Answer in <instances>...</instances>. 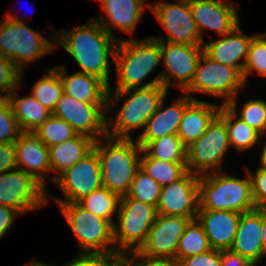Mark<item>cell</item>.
Segmentation results:
<instances>
[{"label": "cell", "instance_id": "obj_46", "mask_svg": "<svg viewBox=\"0 0 266 266\" xmlns=\"http://www.w3.org/2000/svg\"><path fill=\"white\" fill-rule=\"evenodd\" d=\"M20 214L11 207L0 205V240L13 226V221Z\"/></svg>", "mask_w": 266, "mask_h": 266}, {"label": "cell", "instance_id": "obj_49", "mask_svg": "<svg viewBox=\"0 0 266 266\" xmlns=\"http://www.w3.org/2000/svg\"><path fill=\"white\" fill-rule=\"evenodd\" d=\"M261 239L264 252L266 253V208H262Z\"/></svg>", "mask_w": 266, "mask_h": 266}, {"label": "cell", "instance_id": "obj_21", "mask_svg": "<svg viewBox=\"0 0 266 266\" xmlns=\"http://www.w3.org/2000/svg\"><path fill=\"white\" fill-rule=\"evenodd\" d=\"M262 208L241 213L231 251L238 253L255 265L265 257L262 239Z\"/></svg>", "mask_w": 266, "mask_h": 266}, {"label": "cell", "instance_id": "obj_25", "mask_svg": "<svg viewBox=\"0 0 266 266\" xmlns=\"http://www.w3.org/2000/svg\"><path fill=\"white\" fill-rule=\"evenodd\" d=\"M221 106L202 100H193L183 113L177 135L187 147L198 140L219 114Z\"/></svg>", "mask_w": 266, "mask_h": 266}, {"label": "cell", "instance_id": "obj_19", "mask_svg": "<svg viewBox=\"0 0 266 266\" xmlns=\"http://www.w3.org/2000/svg\"><path fill=\"white\" fill-rule=\"evenodd\" d=\"M13 144L17 168L32 175L46 188L51 172L48 147L33 132H22Z\"/></svg>", "mask_w": 266, "mask_h": 266}, {"label": "cell", "instance_id": "obj_7", "mask_svg": "<svg viewBox=\"0 0 266 266\" xmlns=\"http://www.w3.org/2000/svg\"><path fill=\"white\" fill-rule=\"evenodd\" d=\"M117 215L118 224L113 225L116 252H137L156 219V207L126 195L121 198Z\"/></svg>", "mask_w": 266, "mask_h": 266}, {"label": "cell", "instance_id": "obj_48", "mask_svg": "<svg viewBox=\"0 0 266 266\" xmlns=\"http://www.w3.org/2000/svg\"><path fill=\"white\" fill-rule=\"evenodd\" d=\"M222 266H256L250 260L245 259L238 253L229 250H221Z\"/></svg>", "mask_w": 266, "mask_h": 266}, {"label": "cell", "instance_id": "obj_12", "mask_svg": "<svg viewBox=\"0 0 266 266\" xmlns=\"http://www.w3.org/2000/svg\"><path fill=\"white\" fill-rule=\"evenodd\" d=\"M166 30L163 36L152 37L158 41L203 46L201 36L192 17L189 0H175V3L158 1L146 4Z\"/></svg>", "mask_w": 266, "mask_h": 266}, {"label": "cell", "instance_id": "obj_6", "mask_svg": "<svg viewBox=\"0 0 266 266\" xmlns=\"http://www.w3.org/2000/svg\"><path fill=\"white\" fill-rule=\"evenodd\" d=\"M51 39L53 41L25 25L22 18L10 12L0 23V54L7 57L20 72H23L26 64L56 49L55 37Z\"/></svg>", "mask_w": 266, "mask_h": 266}, {"label": "cell", "instance_id": "obj_42", "mask_svg": "<svg viewBox=\"0 0 266 266\" xmlns=\"http://www.w3.org/2000/svg\"><path fill=\"white\" fill-rule=\"evenodd\" d=\"M181 266H222L221 251L210 249L204 253L184 258Z\"/></svg>", "mask_w": 266, "mask_h": 266}, {"label": "cell", "instance_id": "obj_44", "mask_svg": "<svg viewBox=\"0 0 266 266\" xmlns=\"http://www.w3.org/2000/svg\"><path fill=\"white\" fill-rule=\"evenodd\" d=\"M17 168L13 143H0V173Z\"/></svg>", "mask_w": 266, "mask_h": 266}, {"label": "cell", "instance_id": "obj_31", "mask_svg": "<svg viewBox=\"0 0 266 266\" xmlns=\"http://www.w3.org/2000/svg\"><path fill=\"white\" fill-rule=\"evenodd\" d=\"M121 198L120 195L101 186L84 196L78 201V203L94 215L99 216L114 225L115 221L113 217L116 211L117 213L119 211Z\"/></svg>", "mask_w": 266, "mask_h": 266}, {"label": "cell", "instance_id": "obj_9", "mask_svg": "<svg viewBox=\"0 0 266 266\" xmlns=\"http://www.w3.org/2000/svg\"><path fill=\"white\" fill-rule=\"evenodd\" d=\"M245 85L242 73L236 67L218 63L203 52L193 79L183 92L191 98L190 93L194 92L222 97L225 99L222 105H227Z\"/></svg>", "mask_w": 266, "mask_h": 266}, {"label": "cell", "instance_id": "obj_5", "mask_svg": "<svg viewBox=\"0 0 266 266\" xmlns=\"http://www.w3.org/2000/svg\"><path fill=\"white\" fill-rule=\"evenodd\" d=\"M227 175L223 171L199 176V210L244 213L256 209L251 178Z\"/></svg>", "mask_w": 266, "mask_h": 266}, {"label": "cell", "instance_id": "obj_40", "mask_svg": "<svg viewBox=\"0 0 266 266\" xmlns=\"http://www.w3.org/2000/svg\"><path fill=\"white\" fill-rule=\"evenodd\" d=\"M23 73L13 63L0 54V98H8L13 90L22 84Z\"/></svg>", "mask_w": 266, "mask_h": 266}, {"label": "cell", "instance_id": "obj_2", "mask_svg": "<svg viewBox=\"0 0 266 266\" xmlns=\"http://www.w3.org/2000/svg\"><path fill=\"white\" fill-rule=\"evenodd\" d=\"M108 87L107 113L111 107L117 105L118 101L126 96L120 110L116 112L113 121H106V135L112 138H132L130 133L134 129H143L149 118L157 110L160 101L167 96L168 90L161 84H155L143 88H133L128 90L111 91Z\"/></svg>", "mask_w": 266, "mask_h": 266}, {"label": "cell", "instance_id": "obj_3", "mask_svg": "<svg viewBox=\"0 0 266 266\" xmlns=\"http://www.w3.org/2000/svg\"><path fill=\"white\" fill-rule=\"evenodd\" d=\"M112 59L117 75L115 91L161 84V77L158 76L147 83L143 82L161 64L160 45L152 36L141 40L121 38Z\"/></svg>", "mask_w": 266, "mask_h": 266}, {"label": "cell", "instance_id": "obj_28", "mask_svg": "<svg viewBox=\"0 0 266 266\" xmlns=\"http://www.w3.org/2000/svg\"><path fill=\"white\" fill-rule=\"evenodd\" d=\"M236 106L235 97L227 105H221L218 115L227 126L230 146L241 152L251 149L256 143L258 144L262 135L240 118H237Z\"/></svg>", "mask_w": 266, "mask_h": 266}, {"label": "cell", "instance_id": "obj_36", "mask_svg": "<svg viewBox=\"0 0 266 266\" xmlns=\"http://www.w3.org/2000/svg\"><path fill=\"white\" fill-rule=\"evenodd\" d=\"M266 77V32L252 37L249 44L247 58L242 70V76L245 84L249 75L253 72Z\"/></svg>", "mask_w": 266, "mask_h": 266}, {"label": "cell", "instance_id": "obj_51", "mask_svg": "<svg viewBox=\"0 0 266 266\" xmlns=\"http://www.w3.org/2000/svg\"><path fill=\"white\" fill-rule=\"evenodd\" d=\"M25 266H52V265H48L44 262H38L36 260H31L30 263L28 265H25Z\"/></svg>", "mask_w": 266, "mask_h": 266}, {"label": "cell", "instance_id": "obj_24", "mask_svg": "<svg viewBox=\"0 0 266 266\" xmlns=\"http://www.w3.org/2000/svg\"><path fill=\"white\" fill-rule=\"evenodd\" d=\"M108 19L92 18L99 22L111 36L113 28L133 35L144 12L145 0H98Z\"/></svg>", "mask_w": 266, "mask_h": 266}, {"label": "cell", "instance_id": "obj_41", "mask_svg": "<svg viewBox=\"0 0 266 266\" xmlns=\"http://www.w3.org/2000/svg\"><path fill=\"white\" fill-rule=\"evenodd\" d=\"M251 178L252 193L256 208H266V170L258 167L253 174L250 169L245 167Z\"/></svg>", "mask_w": 266, "mask_h": 266}, {"label": "cell", "instance_id": "obj_23", "mask_svg": "<svg viewBox=\"0 0 266 266\" xmlns=\"http://www.w3.org/2000/svg\"><path fill=\"white\" fill-rule=\"evenodd\" d=\"M241 213L198 210L196 219L202 225L212 249L229 250L237 232Z\"/></svg>", "mask_w": 266, "mask_h": 266}, {"label": "cell", "instance_id": "obj_10", "mask_svg": "<svg viewBox=\"0 0 266 266\" xmlns=\"http://www.w3.org/2000/svg\"><path fill=\"white\" fill-rule=\"evenodd\" d=\"M229 136L225 121L217 115L205 133L187 146V171L198 176L222 171V162L229 150Z\"/></svg>", "mask_w": 266, "mask_h": 266}, {"label": "cell", "instance_id": "obj_13", "mask_svg": "<svg viewBox=\"0 0 266 266\" xmlns=\"http://www.w3.org/2000/svg\"><path fill=\"white\" fill-rule=\"evenodd\" d=\"M107 103H85L63 93L52 115L95 141L106 136Z\"/></svg>", "mask_w": 266, "mask_h": 266}, {"label": "cell", "instance_id": "obj_29", "mask_svg": "<svg viewBox=\"0 0 266 266\" xmlns=\"http://www.w3.org/2000/svg\"><path fill=\"white\" fill-rule=\"evenodd\" d=\"M20 84L7 98L11 103L14 116L22 132H34L52 113L40 104L32 95L21 98L16 94Z\"/></svg>", "mask_w": 266, "mask_h": 266}, {"label": "cell", "instance_id": "obj_38", "mask_svg": "<svg viewBox=\"0 0 266 266\" xmlns=\"http://www.w3.org/2000/svg\"><path fill=\"white\" fill-rule=\"evenodd\" d=\"M239 117L242 121L254 128L261 135L266 136V101L259 99H250L242 105L239 111Z\"/></svg>", "mask_w": 266, "mask_h": 266}, {"label": "cell", "instance_id": "obj_45", "mask_svg": "<svg viewBox=\"0 0 266 266\" xmlns=\"http://www.w3.org/2000/svg\"><path fill=\"white\" fill-rule=\"evenodd\" d=\"M102 253L79 252L78 256L65 263L63 266H101Z\"/></svg>", "mask_w": 266, "mask_h": 266}, {"label": "cell", "instance_id": "obj_26", "mask_svg": "<svg viewBox=\"0 0 266 266\" xmlns=\"http://www.w3.org/2000/svg\"><path fill=\"white\" fill-rule=\"evenodd\" d=\"M54 68L60 74L65 94L85 103H107L108 86L99 78L83 72L69 75L63 65Z\"/></svg>", "mask_w": 266, "mask_h": 266}, {"label": "cell", "instance_id": "obj_15", "mask_svg": "<svg viewBox=\"0 0 266 266\" xmlns=\"http://www.w3.org/2000/svg\"><path fill=\"white\" fill-rule=\"evenodd\" d=\"M161 52V62L165 70L157 76L161 77V85L167 90L176 79L174 86L184 91L191 83L200 57L204 50L203 46L171 43L158 41Z\"/></svg>", "mask_w": 266, "mask_h": 266}, {"label": "cell", "instance_id": "obj_37", "mask_svg": "<svg viewBox=\"0 0 266 266\" xmlns=\"http://www.w3.org/2000/svg\"><path fill=\"white\" fill-rule=\"evenodd\" d=\"M162 187L141 169L136 172L127 196L156 207Z\"/></svg>", "mask_w": 266, "mask_h": 266}, {"label": "cell", "instance_id": "obj_50", "mask_svg": "<svg viewBox=\"0 0 266 266\" xmlns=\"http://www.w3.org/2000/svg\"><path fill=\"white\" fill-rule=\"evenodd\" d=\"M260 168H263L266 170V142L262 145V152L260 155Z\"/></svg>", "mask_w": 266, "mask_h": 266}, {"label": "cell", "instance_id": "obj_4", "mask_svg": "<svg viewBox=\"0 0 266 266\" xmlns=\"http://www.w3.org/2000/svg\"><path fill=\"white\" fill-rule=\"evenodd\" d=\"M94 149L100 159L102 186L121 197L126 196L140 169L142 148L137 140L106 135L95 141Z\"/></svg>", "mask_w": 266, "mask_h": 266}, {"label": "cell", "instance_id": "obj_14", "mask_svg": "<svg viewBox=\"0 0 266 266\" xmlns=\"http://www.w3.org/2000/svg\"><path fill=\"white\" fill-rule=\"evenodd\" d=\"M65 199L53 196L57 204L75 203L102 186L101 165L97 151L93 149L71 168L61 173L54 182Z\"/></svg>", "mask_w": 266, "mask_h": 266}, {"label": "cell", "instance_id": "obj_39", "mask_svg": "<svg viewBox=\"0 0 266 266\" xmlns=\"http://www.w3.org/2000/svg\"><path fill=\"white\" fill-rule=\"evenodd\" d=\"M21 133L11 103L7 98H0V143H14Z\"/></svg>", "mask_w": 266, "mask_h": 266}, {"label": "cell", "instance_id": "obj_43", "mask_svg": "<svg viewBox=\"0 0 266 266\" xmlns=\"http://www.w3.org/2000/svg\"><path fill=\"white\" fill-rule=\"evenodd\" d=\"M101 266H135V256L132 252L102 253Z\"/></svg>", "mask_w": 266, "mask_h": 266}, {"label": "cell", "instance_id": "obj_32", "mask_svg": "<svg viewBox=\"0 0 266 266\" xmlns=\"http://www.w3.org/2000/svg\"><path fill=\"white\" fill-rule=\"evenodd\" d=\"M212 249L209 240L197 219H192L186 225L180 237L176 259L181 261L184 258L198 255Z\"/></svg>", "mask_w": 266, "mask_h": 266}, {"label": "cell", "instance_id": "obj_27", "mask_svg": "<svg viewBox=\"0 0 266 266\" xmlns=\"http://www.w3.org/2000/svg\"><path fill=\"white\" fill-rule=\"evenodd\" d=\"M94 144L95 140L91 137L77 134L67 141L48 147L50 171L55 174L50 178L51 182L89 154Z\"/></svg>", "mask_w": 266, "mask_h": 266}, {"label": "cell", "instance_id": "obj_11", "mask_svg": "<svg viewBox=\"0 0 266 266\" xmlns=\"http://www.w3.org/2000/svg\"><path fill=\"white\" fill-rule=\"evenodd\" d=\"M46 188L20 168L0 173V205L16 210L20 215L48 204Z\"/></svg>", "mask_w": 266, "mask_h": 266}, {"label": "cell", "instance_id": "obj_33", "mask_svg": "<svg viewBox=\"0 0 266 266\" xmlns=\"http://www.w3.org/2000/svg\"><path fill=\"white\" fill-rule=\"evenodd\" d=\"M47 71L48 74L35 83L30 95L52 113L64 91L59 72L54 67Z\"/></svg>", "mask_w": 266, "mask_h": 266}, {"label": "cell", "instance_id": "obj_16", "mask_svg": "<svg viewBox=\"0 0 266 266\" xmlns=\"http://www.w3.org/2000/svg\"><path fill=\"white\" fill-rule=\"evenodd\" d=\"M199 210V176L187 171L161 189L157 214L196 219Z\"/></svg>", "mask_w": 266, "mask_h": 266}, {"label": "cell", "instance_id": "obj_47", "mask_svg": "<svg viewBox=\"0 0 266 266\" xmlns=\"http://www.w3.org/2000/svg\"><path fill=\"white\" fill-rule=\"evenodd\" d=\"M135 266H181L176 258H150L135 256Z\"/></svg>", "mask_w": 266, "mask_h": 266}, {"label": "cell", "instance_id": "obj_30", "mask_svg": "<svg viewBox=\"0 0 266 266\" xmlns=\"http://www.w3.org/2000/svg\"><path fill=\"white\" fill-rule=\"evenodd\" d=\"M140 169L156 181L161 187L181 178L186 172V163H172L152 158L142 149Z\"/></svg>", "mask_w": 266, "mask_h": 266}, {"label": "cell", "instance_id": "obj_8", "mask_svg": "<svg viewBox=\"0 0 266 266\" xmlns=\"http://www.w3.org/2000/svg\"><path fill=\"white\" fill-rule=\"evenodd\" d=\"M83 252H116L113 225L83 208L78 202L57 204Z\"/></svg>", "mask_w": 266, "mask_h": 266}, {"label": "cell", "instance_id": "obj_35", "mask_svg": "<svg viewBox=\"0 0 266 266\" xmlns=\"http://www.w3.org/2000/svg\"><path fill=\"white\" fill-rule=\"evenodd\" d=\"M33 133L47 147L60 144L77 135V132L71 125L53 115H50Z\"/></svg>", "mask_w": 266, "mask_h": 266}, {"label": "cell", "instance_id": "obj_34", "mask_svg": "<svg viewBox=\"0 0 266 266\" xmlns=\"http://www.w3.org/2000/svg\"><path fill=\"white\" fill-rule=\"evenodd\" d=\"M152 158L172 163H186L187 147L177 134L150 141L143 148Z\"/></svg>", "mask_w": 266, "mask_h": 266}, {"label": "cell", "instance_id": "obj_1", "mask_svg": "<svg viewBox=\"0 0 266 266\" xmlns=\"http://www.w3.org/2000/svg\"><path fill=\"white\" fill-rule=\"evenodd\" d=\"M55 47L62 46L82 68L81 71L102 80L108 87L110 61L121 38L111 36L96 20L72 30L55 31Z\"/></svg>", "mask_w": 266, "mask_h": 266}, {"label": "cell", "instance_id": "obj_22", "mask_svg": "<svg viewBox=\"0 0 266 266\" xmlns=\"http://www.w3.org/2000/svg\"><path fill=\"white\" fill-rule=\"evenodd\" d=\"M254 35L245 36L238 24L231 32L220 39L203 43L204 53L223 65L236 67L241 73L248 54L249 44ZM244 62H240V60Z\"/></svg>", "mask_w": 266, "mask_h": 266}, {"label": "cell", "instance_id": "obj_20", "mask_svg": "<svg viewBox=\"0 0 266 266\" xmlns=\"http://www.w3.org/2000/svg\"><path fill=\"white\" fill-rule=\"evenodd\" d=\"M166 96L160 101L155 113L149 118L145 129L137 135V143L143 149L150 141L165 135L177 134L185 108L196 98H191L184 93L171 106L163 108Z\"/></svg>", "mask_w": 266, "mask_h": 266}, {"label": "cell", "instance_id": "obj_18", "mask_svg": "<svg viewBox=\"0 0 266 266\" xmlns=\"http://www.w3.org/2000/svg\"><path fill=\"white\" fill-rule=\"evenodd\" d=\"M192 17L195 21L202 42L204 29H211L225 35L240 24L235 2L222 0H189Z\"/></svg>", "mask_w": 266, "mask_h": 266}, {"label": "cell", "instance_id": "obj_17", "mask_svg": "<svg viewBox=\"0 0 266 266\" xmlns=\"http://www.w3.org/2000/svg\"><path fill=\"white\" fill-rule=\"evenodd\" d=\"M191 218L157 214L147 239L134 256L175 258L186 225Z\"/></svg>", "mask_w": 266, "mask_h": 266}]
</instances>
